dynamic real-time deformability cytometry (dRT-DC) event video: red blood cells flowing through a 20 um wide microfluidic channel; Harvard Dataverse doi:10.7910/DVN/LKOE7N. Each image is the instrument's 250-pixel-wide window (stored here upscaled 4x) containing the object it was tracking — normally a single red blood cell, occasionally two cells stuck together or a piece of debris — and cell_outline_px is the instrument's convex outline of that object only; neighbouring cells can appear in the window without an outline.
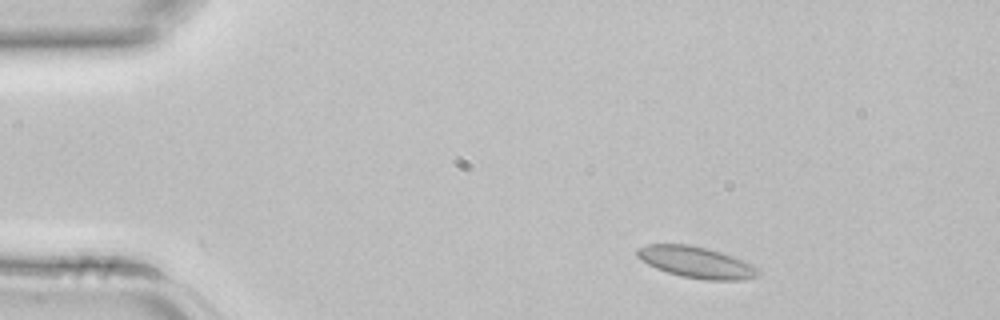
{"species": "common noctule bat (a hibernating species)", "species_latin": "Nyctalus noctula", "temperature_condition": "room temperature", "stored_images_in_passage": 3, "camera_frame_rate_fps": 3000, "um_per_image_px": 0.085, "animal": {"sex": "female", "body_mass_g": 22.7, "forearm_length_mm": 54.2}, "frame": {"image": 1, "passage_image": 1, "time_ms": 0.0, "image_size_px": [1000, 320], "cell_outline_px": [[760, 272], [756, 276], [744, 280], [708, 280], [680, 276], [656, 268], [640, 260], [636, 256], [636, 248], [648, 244], [688, 244], [708, 248], [756, 264], [760, 268]], "centroid_in_image_um": [59.21, 22.29], "position_along_channel_um": 25.8, "area_um2": 22.37}}
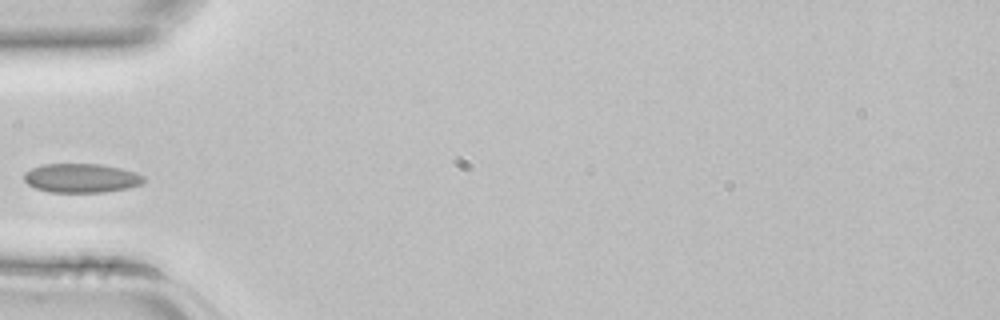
{"frame": {"image": 2, "passage_image": 3, "time_ms": 0.667, "image_size_px": [1000, 320], "cell_outline_px": [[144, 180], [140, 184], [128, 188], [104, 192], [48, 192], [36, 188], [28, 184], [24, 180], [24, 172], [32, 168], [44, 164], [100, 164], [120, 168], [144, 176]], "centroid_in_image_um": [6.87, 15.14], "position_along_channel_um": 78.1, "area_um2": 20.11}}